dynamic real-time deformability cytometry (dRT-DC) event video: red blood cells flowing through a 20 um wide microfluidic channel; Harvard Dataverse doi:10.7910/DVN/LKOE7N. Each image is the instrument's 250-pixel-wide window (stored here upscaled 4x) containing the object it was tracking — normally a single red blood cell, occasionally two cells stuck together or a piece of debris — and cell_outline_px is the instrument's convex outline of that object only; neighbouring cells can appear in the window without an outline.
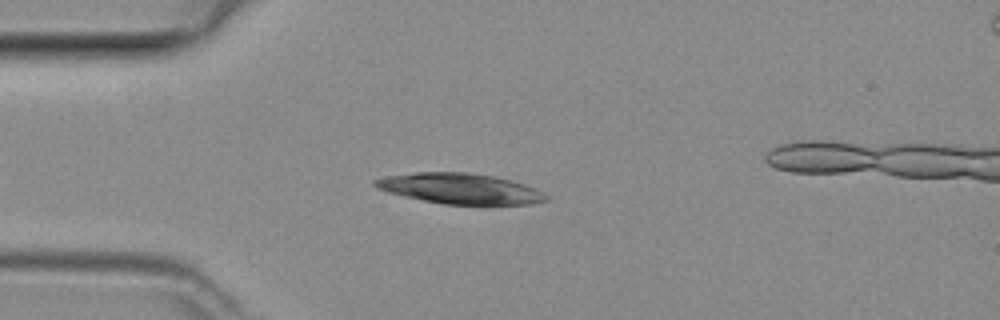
{"species": "common noctule bat (a hibernating species)", "species_latin": "Nyctalus noctula", "temperature_condition": "room temperature", "stored_images_in_passage": 36, "camera_frame_rate_fps": 3000, "um_per_image_px": 0.085, "animal": {"sex": "female", "body_mass_g": 29.2, "forearm_length_mm": 56.3}, "frame": {"image": 1, "passage_image": 5, "time_ms": 1.333, "image_size_px": [1000, 320], "cell_outline_px": [[548, 200], [532, 204], [484, 208], [444, 204], [404, 196], [388, 192], [376, 188], [372, 184], [372, 180], [388, 176], [416, 172], [468, 172], [492, 176], [524, 184], [536, 188], [548, 196]], "centroid_in_image_um": [39.18, 16.08], "position_along_channel_um": 45.8, "area_um2": 31.44}}
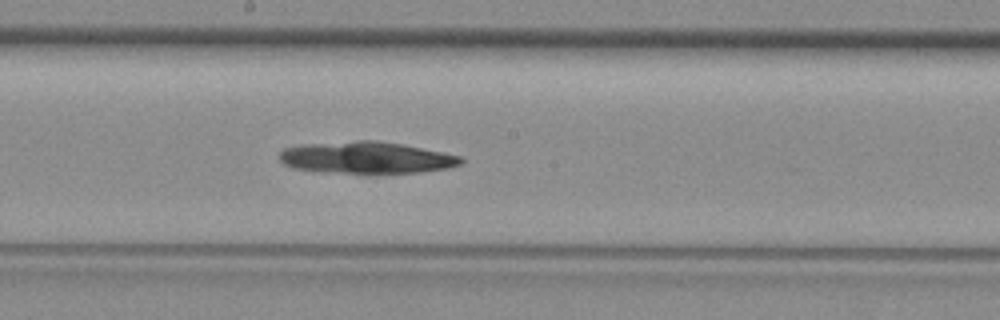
{"frame": {"image": 2, "passage_image": 18, "time_ms": 5.667, "image_size_px": [1000, 320], "cell_outline_px": [[464, 160], [460, 164], [448, 168], [420, 172], [376, 176], [364, 176], [320, 172], [292, 168], [284, 164], [280, 160], [280, 152], [284, 148], [300, 144], [356, 140], [376, 140], [400, 144], [444, 152], [464, 156]], "centroid_in_image_um": [31.14, 13.44], "position_along_channel_um": 217.1, "area_um2": 35.2}}
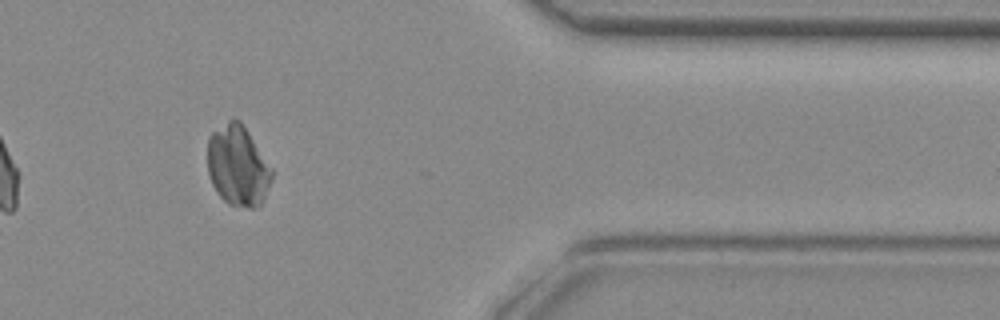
{"frame": {"image": 3, "passage_image": 32, "time_ms": 10.333, "image_size_px": [1000, 320], "cell_outline_px": [[272, 180], [264, 200], [256, 208], [248, 208], [228, 204], [216, 192], [212, 184], [208, 172], [208, 140], [212, 132], [228, 120], [240, 120], [272, 168]], "centroid_in_image_um": [20.22, 14.12], "position_along_channel_um": 391.2, "area_um2": 30.11}}